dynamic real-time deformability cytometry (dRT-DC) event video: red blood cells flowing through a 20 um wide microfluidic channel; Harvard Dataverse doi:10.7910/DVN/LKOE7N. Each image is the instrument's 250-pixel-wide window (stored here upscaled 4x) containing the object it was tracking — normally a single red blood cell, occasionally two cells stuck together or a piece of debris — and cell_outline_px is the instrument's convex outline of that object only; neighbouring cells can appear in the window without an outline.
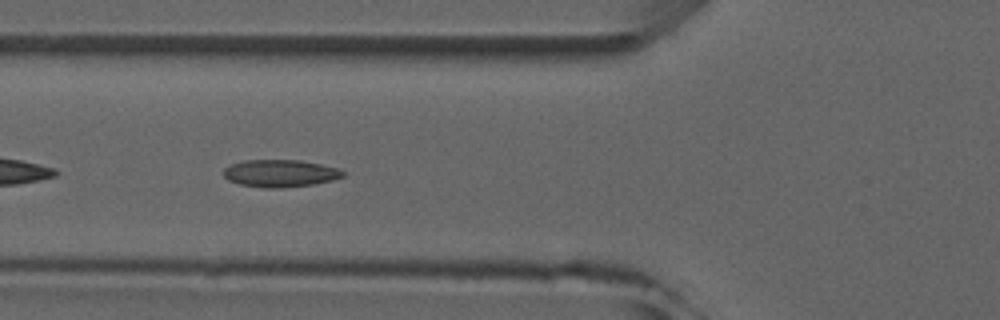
{"species": "common noctule bat (a hibernating species)", "species_latin": "Nyctalus noctula", "temperature_condition": "room temperature", "stored_images_in_passage": 6, "camera_frame_rate_fps": 3000, "um_per_image_px": 0.085, "animal": {"sex": "male", "forearm_length_mm": 52.5}, "frame": {"image": 1, "passage_image": 5, "time_ms": 5.333, "image_size_px": [1000, 320], "cell_outline_px": [[344, 176], [332, 180], [312, 184], [280, 188], [260, 188], [240, 184], [228, 180], [224, 176], [224, 168], [228, 164], [244, 160], [300, 160], [320, 164], [336, 168], [344, 172]], "centroid_in_image_um": [23.76, 14.73], "position_along_channel_um": 102.0, "area_um2": 19.02}}
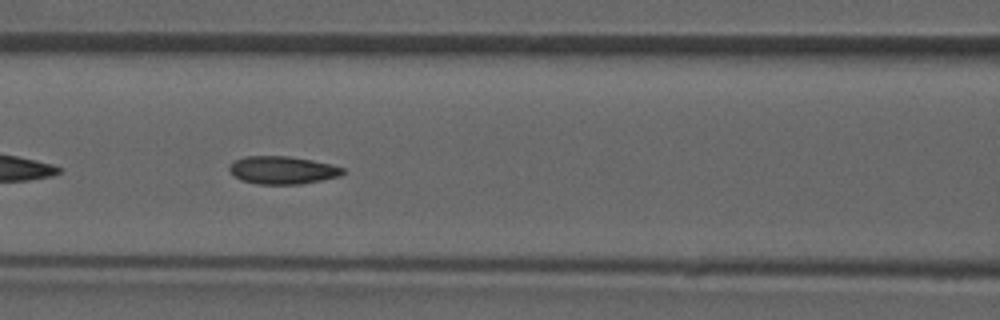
{"frame": {"image": 2, "passage_image": 6, "time_ms": 6.333, "image_size_px": [1000, 320], "cell_outline_px": [[344, 172], [340, 176], [300, 184], [256, 184], [240, 180], [228, 168], [232, 160], [244, 156], [288, 156], [312, 160], [332, 164], [344, 168]], "centroid_in_image_um": [23.99, 14.45], "position_along_channel_um": 142.6, "area_um2": 18.44}}